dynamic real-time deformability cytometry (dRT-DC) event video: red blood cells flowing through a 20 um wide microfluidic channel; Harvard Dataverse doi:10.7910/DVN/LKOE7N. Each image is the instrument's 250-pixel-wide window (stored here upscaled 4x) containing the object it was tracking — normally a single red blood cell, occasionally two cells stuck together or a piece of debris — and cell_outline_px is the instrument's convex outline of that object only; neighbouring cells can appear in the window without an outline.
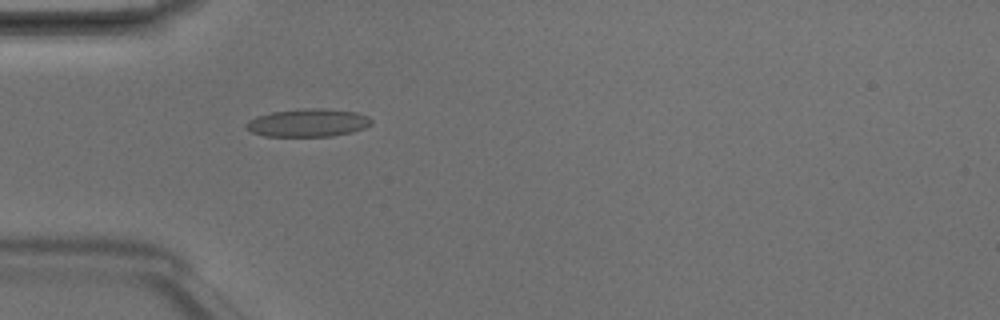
{"species": "Egyptian fruit bat (a non-hibernating species)", "species_latin": "Rousettus aegyptiacus", "temperature_condition": "room temperature", "stored_images_in_passage": 4, "camera_frame_rate_fps": 3000, "um_per_image_px": 0.085, "animal": {"sex": "male"}, "frame": {"image": 1, "passage_image": 4, "time_ms": 1.0, "image_size_px": [1000, 320], "cell_outline_px": [[372, 124], [364, 128], [352, 132], [332, 136], [264, 136], [252, 132], [244, 128], [244, 124], [248, 120], [256, 116], [272, 112], [304, 108], [324, 108], [356, 112], [368, 116], [372, 120]], "centroid_in_image_um": [26.16, 10.43], "position_along_channel_um": 58.8, "area_um2": 20.58}}